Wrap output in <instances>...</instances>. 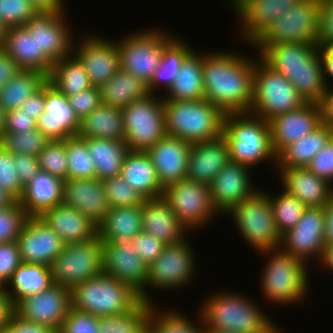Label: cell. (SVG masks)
<instances>
[{
    "mask_svg": "<svg viewBox=\"0 0 333 333\" xmlns=\"http://www.w3.org/2000/svg\"><path fill=\"white\" fill-rule=\"evenodd\" d=\"M203 54L204 99L225 113L249 112L255 61L232 52Z\"/></svg>",
    "mask_w": 333,
    "mask_h": 333,
    "instance_id": "6da1fadb",
    "label": "cell"
},
{
    "mask_svg": "<svg viewBox=\"0 0 333 333\" xmlns=\"http://www.w3.org/2000/svg\"><path fill=\"white\" fill-rule=\"evenodd\" d=\"M259 57L276 72L285 76L306 102L318 103L329 88L323 73L318 44L279 43L251 44Z\"/></svg>",
    "mask_w": 333,
    "mask_h": 333,
    "instance_id": "7a4b0ae2",
    "label": "cell"
},
{
    "mask_svg": "<svg viewBox=\"0 0 333 333\" xmlns=\"http://www.w3.org/2000/svg\"><path fill=\"white\" fill-rule=\"evenodd\" d=\"M208 297L198 311L204 328L238 333H284L243 294L222 291Z\"/></svg>",
    "mask_w": 333,
    "mask_h": 333,
    "instance_id": "3957f363",
    "label": "cell"
},
{
    "mask_svg": "<svg viewBox=\"0 0 333 333\" xmlns=\"http://www.w3.org/2000/svg\"><path fill=\"white\" fill-rule=\"evenodd\" d=\"M223 137L228 145L231 162L251 168L267 160L277 164V155L271 143L270 124L264 118L249 112L226 113Z\"/></svg>",
    "mask_w": 333,
    "mask_h": 333,
    "instance_id": "277c9868",
    "label": "cell"
},
{
    "mask_svg": "<svg viewBox=\"0 0 333 333\" xmlns=\"http://www.w3.org/2000/svg\"><path fill=\"white\" fill-rule=\"evenodd\" d=\"M166 135L190 144L221 137L225 112L206 99L194 101L163 100Z\"/></svg>",
    "mask_w": 333,
    "mask_h": 333,
    "instance_id": "5b68a950",
    "label": "cell"
},
{
    "mask_svg": "<svg viewBox=\"0 0 333 333\" xmlns=\"http://www.w3.org/2000/svg\"><path fill=\"white\" fill-rule=\"evenodd\" d=\"M267 256L263 274H261V291L268 302L280 305L301 303L308 293V262L284 251L281 247L260 251Z\"/></svg>",
    "mask_w": 333,
    "mask_h": 333,
    "instance_id": "8992f818",
    "label": "cell"
},
{
    "mask_svg": "<svg viewBox=\"0 0 333 333\" xmlns=\"http://www.w3.org/2000/svg\"><path fill=\"white\" fill-rule=\"evenodd\" d=\"M72 307L97 317L123 314L132 310L140 295L128 284L102 273L71 289Z\"/></svg>",
    "mask_w": 333,
    "mask_h": 333,
    "instance_id": "52a82bcc",
    "label": "cell"
},
{
    "mask_svg": "<svg viewBox=\"0 0 333 333\" xmlns=\"http://www.w3.org/2000/svg\"><path fill=\"white\" fill-rule=\"evenodd\" d=\"M259 58V59H258ZM255 60L253 98L249 113L269 121L306 103L294 85L259 56Z\"/></svg>",
    "mask_w": 333,
    "mask_h": 333,
    "instance_id": "ba28073f",
    "label": "cell"
},
{
    "mask_svg": "<svg viewBox=\"0 0 333 333\" xmlns=\"http://www.w3.org/2000/svg\"><path fill=\"white\" fill-rule=\"evenodd\" d=\"M228 214L234 218L240 235L257 252L280 247L282 235L277 229L271 202L265 191L258 190L234 206Z\"/></svg>",
    "mask_w": 333,
    "mask_h": 333,
    "instance_id": "9c48e42d",
    "label": "cell"
},
{
    "mask_svg": "<svg viewBox=\"0 0 333 333\" xmlns=\"http://www.w3.org/2000/svg\"><path fill=\"white\" fill-rule=\"evenodd\" d=\"M155 95L149 94L121 109L130 151L146 152L166 135L163 96Z\"/></svg>",
    "mask_w": 333,
    "mask_h": 333,
    "instance_id": "30bf717a",
    "label": "cell"
},
{
    "mask_svg": "<svg viewBox=\"0 0 333 333\" xmlns=\"http://www.w3.org/2000/svg\"><path fill=\"white\" fill-rule=\"evenodd\" d=\"M50 268L53 283L70 289L102 274V240L96 235L87 241L65 244Z\"/></svg>",
    "mask_w": 333,
    "mask_h": 333,
    "instance_id": "8fae6325",
    "label": "cell"
},
{
    "mask_svg": "<svg viewBox=\"0 0 333 333\" xmlns=\"http://www.w3.org/2000/svg\"><path fill=\"white\" fill-rule=\"evenodd\" d=\"M184 238L176 244L165 245L161 255L148 267V277L141 300L153 304L147 289L168 290L183 288L196 276L197 264L192 246ZM192 249V250H191ZM149 287V288H148ZM151 287V288H150ZM150 297V298H149ZM152 301V302H151Z\"/></svg>",
    "mask_w": 333,
    "mask_h": 333,
    "instance_id": "7c38bea8",
    "label": "cell"
},
{
    "mask_svg": "<svg viewBox=\"0 0 333 333\" xmlns=\"http://www.w3.org/2000/svg\"><path fill=\"white\" fill-rule=\"evenodd\" d=\"M320 0H298L277 18L252 44L286 42L317 44Z\"/></svg>",
    "mask_w": 333,
    "mask_h": 333,
    "instance_id": "4fadbf2b",
    "label": "cell"
},
{
    "mask_svg": "<svg viewBox=\"0 0 333 333\" xmlns=\"http://www.w3.org/2000/svg\"><path fill=\"white\" fill-rule=\"evenodd\" d=\"M171 35L157 28L127 34L117 41L120 68L148 84L160 64L164 46L174 37Z\"/></svg>",
    "mask_w": 333,
    "mask_h": 333,
    "instance_id": "5bb4252c",
    "label": "cell"
},
{
    "mask_svg": "<svg viewBox=\"0 0 333 333\" xmlns=\"http://www.w3.org/2000/svg\"><path fill=\"white\" fill-rule=\"evenodd\" d=\"M162 196L189 232L207 225L213 215L219 214L212 202L210 187L195 180L185 178L170 184Z\"/></svg>",
    "mask_w": 333,
    "mask_h": 333,
    "instance_id": "9a60e30c",
    "label": "cell"
},
{
    "mask_svg": "<svg viewBox=\"0 0 333 333\" xmlns=\"http://www.w3.org/2000/svg\"><path fill=\"white\" fill-rule=\"evenodd\" d=\"M63 13H37L25 26L37 44V54L52 68L73 51V35Z\"/></svg>",
    "mask_w": 333,
    "mask_h": 333,
    "instance_id": "2e32d148",
    "label": "cell"
},
{
    "mask_svg": "<svg viewBox=\"0 0 333 333\" xmlns=\"http://www.w3.org/2000/svg\"><path fill=\"white\" fill-rule=\"evenodd\" d=\"M72 306L71 289L52 284L37 294L23 297L15 304V313L24 320L61 329Z\"/></svg>",
    "mask_w": 333,
    "mask_h": 333,
    "instance_id": "e0dca14e",
    "label": "cell"
},
{
    "mask_svg": "<svg viewBox=\"0 0 333 333\" xmlns=\"http://www.w3.org/2000/svg\"><path fill=\"white\" fill-rule=\"evenodd\" d=\"M325 207H306L299 222L282 235L280 247L306 262L320 260L325 246Z\"/></svg>",
    "mask_w": 333,
    "mask_h": 333,
    "instance_id": "ac0fdd59",
    "label": "cell"
},
{
    "mask_svg": "<svg viewBox=\"0 0 333 333\" xmlns=\"http://www.w3.org/2000/svg\"><path fill=\"white\" fill-rule=\"evenodd\" d=\"M72 53L83 64L94 87L103 86L120 69L117 42L108 40L104 36L95 34L85 36L81 39V43L73 45Z\"/></svg>",
    "mask_w": 333,
    "mask_h": 333,
    "instance_id": "d6986e66",
    "label": "cell"
},
{
    "mask_svg": "<svg viewBox=\"0 0 333 333\" xmlns=\"http://www.w3.org/2000/svg\"><path fill=\"white\" fill-rule=\"evenodd\" d=\"M249 168L252 169L230 161L212 180L209 185L212 202L220 214H227L234 206L259 190L253 187L254 182L251 181Z\"/></svg>",
    "mask_w": 333,
    "mask_h": 333,
    "instance_id": "ffe728a7",
    "label": "cell"
},
{
    "mask_svg": "<svg viewBox=\"0 0 333 333\" xmlns=\"http://www.w3.org/2000/svg\"><path fill=\"white\" fill-rule=\"evenodd\" d=\"M23 263L42 264L50 267L61 253L64 243L40 217H29L17 239Z\"/></svg>",
    "mask_w": 333,
    "mask_h": 333,
    "instance_id": "44dd1931",
    "label": "cell"
},
{
    "mask_svg": "<svg viewBox=\"0 0 333 333\" xmlns=\"http://www.w3.org/2000/svg\"><path fill=\"white\" fill-rule=\"evenodd\" d=\"M273 151L278 155L289 144L310 134L322 124L318 103L306 102L301 107L276 115L269 120Z\"/></svg>",
    "mask_w": 333,
    "mask_h": 333,
    "instance_id": "7402d4cb",
    "label": "cell"
},
{
    "mask_svg": "<svg viewBox=\"0 0 333 333\" xmlns=\"http://www.w3.org/2000/svg\"><path fill=\"white\" fill-rule=\"evenodd\" d=\"M80 120L70 106L68 97L48 80L45 83V112L37 119L36 127L47 138L66 140L76 136Z\"/></svg>",
    "mask_w": 333,
    "mask_h": 333,
    "instance_id": "603a6c76",
    "label": "cell"
},
{
    "mask_svg": "<svg viewBox=\"0 0 333 333\" xmlns=\"http://www.w3.org/2000/svg\"><path fill=\"white\" fill-rule=\"evenodd\" d=\"M103 273L131 286L141 295L145 291L148 266L132 247V242L123 245L102 241Z\"/></svg>",
    "mask_w": 333,
    "mask_h": 333,
    "instance_id": "cb8c5ba5",
    "label": "cell"
},
{
    "mask_svg": "<svg viewBox=\"0 0 333 333\" xmlns=\"http://www.w3.org/2000/svg\"><path fill=\"white\" fill-rule=\"evenodd\" d=\"M190 147L186 140L165 135L146 151L163 188L186 178Z\"/></svg>",
    "mask_w": 333,
    "mask_h": 333,
    "instance_id": "d4e9b609",
    "label": "cell"
},
{
    "mask_svg": "<svg viewBox=\"0 0 333 333\" xmlns=\"http://www.w3.org/2000/svg\"><path fill=\"white\" fill-rule=\"evenodd\" d=\"M298 0H237L233 7L241 23L240 35L250 45L277 18L289 11ZM242 33V34H241Z\"/></svg>",
    "mask_w": 333,
    "mask_h": 333,
    "instance_id": "484cf974",
    "label": "cell"
},
{
    "mask_svg": "<svg viewBox=\"0 0 333 333\" xmlns=\"http://www.w3.org/2000/svg\"><path fill=\"white\" fill-rule=\"evenodd\" d=\"M63 204L77 209L96 226L111 209L103 182L97 178L64 180Z\"/></svg>",
    "mask_w": 333,
    "mask_h": 333,
    "instance_id": "4316f807",
    "label": "cell"
},
{
    "mask_svg": "<svg viewBox=\"0 0 333 333\" xmlns=\"http://www.w3.org/2000/svg\"><path fill=\"white\" fill-rule=\"evenodd\" d=\"M230 162L223 135L210 141L191 144L186 178L210 185L216 174Z\"/></svg>",
    "mask_w": 333,
    "mask_h": 333,
    "instance_id": "83f0119b",
    "label": "cell"
},
{
    "mask_svg": "<svg viewBox=\"0 0 333 333\" xmlns=\"http://www.w3.org/2000/svg\"><path fill=\"white\" fill-rule=\"evenodd\" d=\"M141 221L142 231L155 236L166 245L182 241L189 233L163 196L145 199L141 206Z\"/></svg>",
    "mask_w": 333,
    "mask_h": 333,
    "instance_id": "f1b7e54d",
    "label": "cell"
},
{
    "mask_svg": "<svg viewBox=\"0 0 333 333\" xmlns=\"http://www.w3.org/2000/svg\"><path fill=\"white\" fill-rule=\"evenodd\" d=\"M280 181L286 192L295 196L306 207H322L329 201L333 186L319 178L307 167L279 168Z\"/></svg>",
    "mask_w": 333,
    "mask_h": 333,
    "instance_id": "f546056e",
    "label": "cell"
},
{
    "mask_svg": "<svg viewBox=\"0 0 333 333\" xmlns=\"http://www.w3.org/2000/svg\"><path fill=\"white\" fill-rule=\"evenodd\" d=\"M64 180L40 170L26 186L18 199L30 217H39L44 211L63 204Z\"/></svg>",
    "mask_w": 333,
    "mask_h": 333,
    "instance_id": "4dcf8cb0",
    "label": "cell"
},
{
    "mask_svg": "<svg viewBox=\"0 0 333 333\" xmlns=\"http://www.w3.org/2000/svg\"><path fill=\"white\" fill-rule=\"evenodd\" d=\"M64 244L83 242L97 235V226L77 209L64 204L44 211L39 216Z\"/></svg>",
    "mask_w": 333,
    "mask_h": 333,
    "instance_id": "1f68e13d",
    "label": "cell"
},
{
    "mask_svg": "<svg viewBox=\"0 0 333 333\" xmlns=\"http://www.w3.org/2000/svg\"><path fill=\"white\" fill-rule=\"evenodd\" d=\"M120 176L145 199L163 195L164 188L146 152L129 151L123 160Z\"/></svg>",
    "mask_w": 333,
    "mask_h": 333,
    "instance_id": "d6a6232c",
    "label": "cell"
},
{
    "mask_svg": "<svg viewBox=\"0 0 333 333\" xmlns=\"http://www.w3.org/2000/svg\"><path fill=\"white\" fill-rule=\"evenodd\" d=\"M141 231V206L111 207L97 226V235L102 241L117 245L132 242Z\"/></svg>",
    "mask_w": 333,
    "mask_h": 333,
    "instance_id": "836d02e7",
    "label": "cell"
},
{
    "mask_svg": "<svg viewBox=\"0 0 333 333\" xmlns=\"http://www.w3.org/2000/svg\"><path fill=\"white\" fill-rule=\"evenodd\" d=\"M333 137V129L321 124L310 134L289 144L277 155V168H305Z\"/></svg>",
    "mask_w": 333,
    "mask_h": 333,
    "instance_id": "e575fe53",
    "label": "cell"
},
{
    "mask_svg": "<svg viewBox=\"0 0 333 333\" xmlns=\"http://www.w3.org/2000/svg\"><path fill=\"white\" fill-rule=\"evenodd\" d=\"M3 50L18 64L21 70H35L50 75L52 68L37 54V44L24 26L6 29Z\"/></svg>",
    "mask_w": 333,
    "mask_h": 333,
    "instance_id": "d590c367",
    "label": "cell"
},
{
    "mask_svg": "<svg viewBox=\"0 0 333 333\" xmlns=\"http://www.w3.org/2000/svg\"><path fill=\"white\" fill-rule=\"evenodd\" d=\"M80 138L125 140V126L120 108L100 104L80 120L77 135Z\"/></svg>",
    "mask_w": 333,
    "mask_h": 333,
    "instance_id": "8d00e7d4",
    "label": "cell"
},
{
    "mask_svg": "<svg viewBox=\"0 0 333 333\" xmlns=\"http://www.w3.org/2000/svg\"><path fill=\"white\" fill-rule=\"evenodd\" d=\"M203 52L193 50L183 61L176 79L163 100L194 101L204 98Z\"/></svg>",
    "mask_w": 333,
    "mask_h": 333,
    "instance_id": "74e56055",
    "label": "cell"
},
{
    "mask_svg": "<svg viewBox=\"0 0 333 333\" xmlns=\"http://www.w3.org/2000/svg\"><path fill=\"white\" fill-rule=\"evenodd\" d=\"M100 90L102 104L120 109L150 94L146 82L121 68Z\"/></svg>",
    "mask_w": 333,
    "mask_h": 333,
    "instance_id": "f35d334b",
    "label": "cell"
},
{
    "mask_svg": "<svg viewBox=\"0 0 333 333\" xmlns=\"http://www.w3.org/2000/svg\"><path fill=\"white\" fill-rule=\"evenodd\" d=\"M88 145L89 154L96 166V178L103 181L119 176L122 163L130 151L125 140L82 138Z\"/></svg>",
    "mask_w": 333,
    "mask_h": 333,
    "instance_id": "ab89813d",
    "label": "cell"
},
{
    "mask_svg": "<svg viewBox=\"0 0 333 333\" xmlns=\"http://www.w3.org/2000/svg\"><path fill=\"white\" fill-rule=\"evenodd\" d=\"M52 284L54 283L52 281L50 267L42 264H28L22 262L13 272L5 288L11 301L16 304L23 297L40 293L48 289ZM9 287L11 289H9Z\"/></svg>",
    "mask_w": 333,
    "mask_h": 333,
    "instance_id": "60d3db41",
    "label": "cell"
},
{
    "mask_svg": "<svg viewBox=\"0 0 333 333\" xmlns=\"http://www.w3.org/2000/svg\"><path fill=\"white\" fill-rule=\"evenodd\" d=\"M193 51L191 46L174 36L165 46L160 64L147 84L150 94L164 87L168 91L176 79L184 59Z\"/></svg>",
    "mask_w": 333,
    "mask_h": 333,
    "instance_id": "b9f144b4",
    "label": "cell"
},
{
    "mask_svg": "<svg viewBox=\"0 0 333 333\" xmlns=\"http://www.w3.org/2000/svg\"><path fill=\"white\" fill-rule=\"evenodd\" d=\"M47 80L48 77L39 71L20 70L0 89V106L6 113L19 109Z\"/></svg>",
    "mask_w": 333,
    "mask_h": 333,
    "instance_id": "7bdbcfd3",
    "label": "cell"
},
{
    "mask_svg": "<svg viewBox=\"0 0 333 333\" xmlns=\"http://www.w3.org/2000/svg\"><path fill=\"white\" fill-rule=\"evenodd\" d=\"M48 81L67 97L92 87L83 64L73 53L53 64Z\"/></svg>",
    "mask_w": 333,
    "mask_h": 333,
    "instance_id": "ee69618b",
    "label": "cell"
},
{
    "mask_svg": "<svg viewBox=\"0 0 333 333\" xmlns=\"http://www.w3.org/2000/svg\"><path fill=\"white\" fill-rule=\"evenodd\" d=\"M158 310V311H157ZM154 304L151 305L146 319L148 333H203V322L198 314L199 325L193 323L176 309L170 307L166 311H160Z\"/></svg>",
    "mask_w": 333,
    "mask_h": 333,
    "instance_id": "f6af8a7d",
    "label": "cell"
},
{
    "mask_svg": "<svg viewBox=\"0 0 333 333\" xmlns=\"http://www.w3.org/2000/svg\"><path fill=\"white\" fill-rule=\"evenodd\" d=\"M151 305L141 300L126 313L98 317L99 333H138L146 325Z\"/></svg>",
    "mask_w": 333,
    "mask_h": 333,
    "instance_id": "bcb514c9",
    "label": "cell"
},
{
    "mask_svg": "<svg viewBox=\"0 0 333 333\" xmlns=\"http://www.w3.org/2000/svg\"><path fill=\"white\" fill-rule=\"evenodd\" d=\"M68 179L96 178V166L86 141L78 136L66 139Z\"/></svg>",
    "mask_w": 333,
    "mask_h": 333,
    "instance_id": "7dc6e473",
    "label": "cell"
},
{
    "mask_svg": "<svg viewBox=\"0 0 333 333\" xmlns=\"http://www.w3.org/2000/svg\"><path fill=\"white\" fill-rule=\"evenodd\" d=\"M268 193L277 229L283 235L299 222L306 206L284 189L278 195Z\"/></svg>",
    "mask_w": 333,
    "mask_h": 333,
    "instance_id": "c3c4849f",
    "label": "cell"
},
{
    "mask_svg": "<svg viewBox=\"0 0 333 333\" xmlns=\"http://www.w3.org/2000/svg\"><path fill=\"white\" fill-rule=\"evenodd\" d=\"M51 140L37 128L21 133L4 132L0 146L12 154H26L38 157Z\"/></svg>",
    "mask_w": 333,
    "mask_h": 333,
    "instance_id": "681fc988",
    "label": "cell"
},
{
    "mask_svg": "<svg viewBox=\"0 0 333 333\" xmlns=\"http://www.w3.org/2000/svg\"><path fill=\"white\" fill-rule=\"evenodd\" d=\"M40 170L49 172L63 180L68 179L66 140H53L39 153Z\"/></svg>",
    "mask_w": 333,
    "mask_h": 333,
    "instance_id": "f907efd6",
    "label": "cell"
},
{
    "mask_svg": "<svg viewBox=\"0 0 333 333\" xmlns=\"http://www.w3.org/2000/svg\"><path fill=\"white\" fill-rule=\"evenodd\" d=\"M30 216L17 200L11 206L0 209V243L17 242Z\"/></svg>",
    "mask_w": 333,
    "mask_h": 333,
    "instance_id": "816d5d0a",
    "label": "cell"
},
{
    "mask_svg": "<svg viewBox=\"0 0 333 333\" xmlns=\"http://www.w3.org/2000/svg\"><path fill=\"white\" fill-rule=\"evenodd\" d=\"M111 207L142 206L145 198L120 175L102 181Z\"/></svg>",
    "mask_w": 333,
    "mask_h": 333,
    "instance_id": "f5cc1de1",
    "label": "cell"
},
{
    "mask_svg": "<svg viewBox=\"0 0 333 333\" xmlns=\"http://www.w3.org/2000/svg\"><path fill=\"white\" fill-rule=\"evenodd\" d=\"M37 13L30 0H0V22L6 28L24 26Z\"/></svg>",
    "mask_w": 333,
    "mask_h": 333,
    "instance_id": "db71d44e",
    "label": "cell"
},
{
    "mask_svg": "<svg viewBox=\"0 0 333 333\" xmlns=\"http://www.w3.org/2000/svg\"><path fill=\"white\" fill-rule=\"evenodd\" d=\"M0 187L7 190L17 200L22 196L24 187L20 183L14 167V154L0 146Z\"/></svg>",
    "mask_w": 333,
    "mask_h": 333,
    "instance_id": "11a10c76",
    "label": "cell"
},
{
    "mask_svg": "<svg viewBox=\"0 0 333 333\" xmlns=\"http://www.w3.org/2000/svg\"><path fill=\"white\" fill-rule=\"evenodd\" d=\"M98 317L70 307L58 333H99Z\"/></svg>",
    "mask_w": 333,
    "mask_h": 333,
    "instance_id": "9f6ffc18",
    "label": "cell"
},
{
    "mask_svg": "<svg viewBox=\"0 0 333 333\" xmlns=\"http://www.w3.org/2000/svg\"><path fill=\"white\" fill-rule=\"evenodd\" d=\"M165 243L155 236L141 231L133 238L132 247L149 267L162 253Z\"/></svg>",
    "mask_w": 333,
    "mask_h": 333,
    "instance_id": "6f0895ef",
    "label": "cell"
},
{
    "mask_svg": "<svg viewBox=\"0 0 333 333\" xmlns=\"http://www.w3.org/2000/svg\"><path fill=\"white\" fill-rule=\"evenodd\" d=\"M70 106L79 120L89 115L101 103L100 87H90L79 93L68 96Z\"/></svg>",
    "mask_w": 333,
    "mask_h": 333,
    "instance_id": "680465c9",
    "label": "cell"
},
{
    "mask_svg": "<svg viewBox=\"0 0 333 333\" xmlns=\"http://www.w3.org/2000/svg\"><path fill=\"white\" fill-rule=\"evenodd\" d=\"M21 263L17 242L0 243V284L6 285Z\"/></svg>",
    "mask_w": 333,
    "mask_h": 333,
    "instance_id": "91938a15",
    "label": "cell"
},
{
    "mask_svg": "<svg viewBox=\"0 0 333 333\" xmlns=\"http://www.w3.org/2000/svg\"><path fill=\"white\" fill-rule=\"evenodd\" d=\"M307 168L333 186V137L313 157Z\"/></svg>",
    "mask_w": 333,
    "mask_h": 333,
    "instance_id": "94428289",
    "label": "cell"
},
{
    "mask_svg": "<svg viewBox=\"0 0 333 333\" xmlns=\"http://www.w3.org/2000/svg\"><path fill=\"white\" fill-rule=\"evenodd\" d=\"M333 41V0H320L318 46Z\"/></svg>",
    "mask_w": 333,
    "mask_h": 333,
    "instance_id": "6125c7cd",
    "label": "cell"
},
{
    "mask_svg": "<svg viewBox=\"0 0 333 333\" xmlns=\"http://www.w3.org/2000/svg\"><path fill=\"white\" fill-rule=\"evenodd\" d=\"M35 128L36 121L21 108L6 113L4 132L21 133Z\"/></svg>",
    "mask_w": 333,
    "mask_h": 333,
    "instance_id": "be15d7a7",
    "label": "cell"
},
{
    "mask_svg": "<svg viewBox=\"0 0 333 333\" xmlns=\"http://www.w3.org/2000/svg\"><path fill=\"white\" fill-rule=\"evenodd\" d=\"M14 167L24 187L40 171L38 157L26 154H14Z\"/></svg>",
    "mask_w": 333,
    "mask_h": 333,
    "instance_id": "e7e4bbea",
    "label": "cell"
},
{
    "mask_svg": "<svg viewBox=\"0 0 333 333\" xmlns=\"http://www.w3.org/2000/svg\"><path fill=\"white\" fill-rule=\"evenodd\" d=\"M0 333H58L54 328L30 322L19 317L16 313L11 317L10 323L0 330Z\"/></svg>",
    "mask_w": 333,
    "mask_h": 333,
    "instance_id": "03108f58",
    "label": "cell"
},
{
    "mask_svg": "<svg viewBox=\"0 0 333 333\" xmlns=\"http://www.w3.org/2000/svg\"><path fill=\"white\" fill-rule=\"evenodd\" d=\"M21 110L37 121L45 112V84L21 105Z\"/></svg>",
    "mask_w": 333,
    "mask_h": 333,
    "instance_id": "003e7915",
    "label": "cell"
},
{
    "mask_svg": "<svg viewBox=\"0 0 333 333\" xmlns=\"http://www.w3.org/2000/svg\"><path fill=\"white\" fill-rule=\"evenodd\" d=\"M20 70L18 64L3 49H0V89Z\"/></svg>",
    "mask_w": 333,
    "mask_h": 333,
    "instance_id": "a7ac6f4b",
    "label": "cell"
},
{
    "mask_svg": "<svg viewBox=\"0 0 333 333\" xmlns=\"http://www.w3.org/2000/svg\"><path fill=\"white\" fill-rule=\"evenodd\" d=\"M15 313V304L11 301L5 285L0 284V330L6 327Z\"/></svg>",
    "mask_w": 333,
    "mask_h": 333,
    "instance_id": "89a4df30",
    "label": "cell"
},
{
    "mask_svg": "<svg viewBox=\"0 0 333 333\" xmlns=\"http://www.w3.org/2000/svg\"><path fill=\"white\" fill-rule=\"evenodd\" d=\"M330 87L324 93L318 105L321 112L322 124L333 129V89Z\"/></svg>",
    "mask_w": 333,
    "mask_h": 333,
    "instance_id": "2644e50d",
    "label": "cell"
},
{
    "mask_svg": "<svg viewBox=\"0 0 333 333\" xmlns=\"http://www.w3.org/2000/svg\"><path fill=\"white\" fill-rule=\"evenodd\" d=\"M319 48L320 56L323 62L324 79L326 84L328 85L330 82H328L327 79H329L330 77L333 78V41L319 46Z\"/></svg>",
    "mask_w": 333,
    "mask_h": 333,
    "instance_id": "8c879c8a",
    "label": "cell"
},
{
    "mask_svg": "<svg viewBox=\"0 0 333 333\" xmlns=\"http://www.w3.org/2000/svg\"><path fill=\"white\" fill-rule=\"evenodd\" d=\"M38 13H64V0H30Z\"/></svg>",
    "mask_w": 333,
    "mask_h": 333,
    "instance_id": "753ad0ef",
    "label": "cell"
},
{
    "mask_svg": "<svg viewBox=\"0 0 333 333\" xmlns=\"http://www.w3.org/2000/svg\"><path fill=\"white\" fill-rule=\"evenodd\" d=\"M325 207V244L333 243V192Z\"/></svg>",
    "mask_w": 333,
    "mask_h": 333,
    "instance_id": "34e18365",
    "label": "cell"
},
{
    "mask_svg": "<svg viewBox=\"0 0 333 333\" xmlns=\"http://www.w3.org/2000/svg\"><path fill=\"white\" fill-rule=\"evenodd\" d=\"M320 263L321 267L326 266L327 270L333 271V243L325 244Z\"/></svg>",
    "mask_w": 333,
    "mask_h": 333,
    "instance_id": "11e5206c",
    "label": "cell"
},
{
    "mask_svg": "<svg viewBox=\"0 0 333 333\" xmlns=\"http://www.w3.org/2000/svg\"><path fill=\"white\" fill-rule=\"evenodd\" d=\"M17 199L7 190L0 187V209L11 206Z\"/></svg>",
    "mask_w": 333,
    "mask_h": 333,
    "instance_id": "2a66077c",
    "label": "cell"
},
{
    "mask_svg": "<svg viewBox=\"0 0 333 333\" xmlns=\"http://www.w3.org/2000/svg\"><path fill=\"white\" fill-rule=\"evenodd\" d=\"M6 112L0 106V138L5 131Z\"/></svg>",
    "mask_w": 333,
    "mask_h": 333,
    "instance_id": "b9fcfbb0",
    "label": "cell"
},
{
    "mask_svg": "<svg viewBox=\"0 0 333 333\" xmlns=\"http://www.w3.org/2000/svg\"><path fill=\"white\" fill-rule=\"evenodd\" d=\"M6 27L0 22V49H3L5 36H6Z\"/></svg>",
    "mask_w": 333,
    "mask_h": 333,
    "instance_id": "09005b40",
    "label": "cell"
},
{
    "mask_svg": "<svg viewBox=\"0 0 333 333\" xmlns=\"http://www.w3.org/2000/svg\"><path fill=\"white\" fill-rule=\"evenodd\" d=\"M203 333H238V332H232V331H226V330H219V329H210V328H204Z\"/></svg>",
    "mask_w": 333,
    "mask_h": 333,
    "instance_id": "979ff035",
    "label": "cell"
},
{
    "mask_svg": "<svg viewBox=\"0 0 333 333\" xmlns=\"http://www.w3.org/2000/svg\"><path fill=\"white\" fill-rule=\"evenodd\" d=\"M138 333H148L147 326L145 325Z\"/></svg>",
    "mask_w": 333,
    "mask_h": 333,
    "instance_id": "deb4b68c",
    "label": "cell"
},
{
    "mask_svg": "<svg viewBox=\"0 0 333 333\" xmlns=\"http://www.w3.org/2000/svg\"><path fill=\"white\" fill-rule=\"evenodd\" d=\"M236 1H237V0H231L230 2H231L232 4H230V5L234 7L235 4H236Z\"/></svg>",
    "mask_w": 333,
    "mask_h": 333,
    "instance_id": "67dfc351",
    "label": "cell"
}]
</instances>
